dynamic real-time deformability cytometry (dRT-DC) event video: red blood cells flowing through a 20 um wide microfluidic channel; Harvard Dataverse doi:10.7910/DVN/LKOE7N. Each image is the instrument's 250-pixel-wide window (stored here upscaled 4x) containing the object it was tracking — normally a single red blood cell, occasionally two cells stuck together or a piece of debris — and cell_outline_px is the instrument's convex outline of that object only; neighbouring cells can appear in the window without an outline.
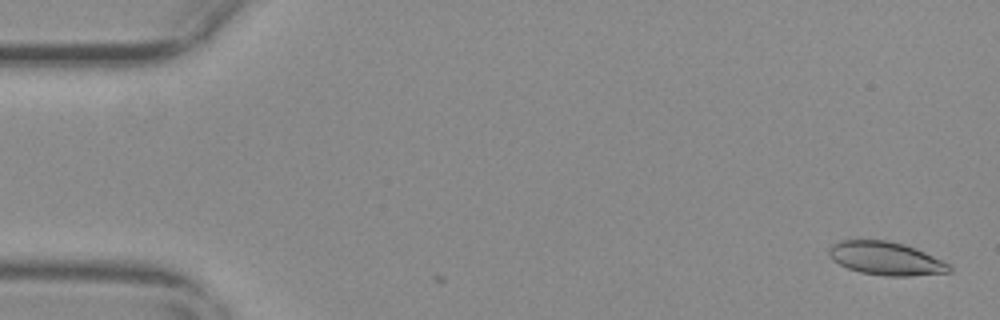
{"species": "common noctule bat (a hibernating species)", "species_latin": "Nyctalus noctula", "temperature_condition": "warm", "stored_images_in_passage": 4, "camera_frame_rate_fps": 3000, "um_per_image_px": 0.085, "animal": {"sex": "female", "body_mass_g": 29.2, "forearm_length_mm": 56.3}, "frame": {"image": 1, "passage_image": 2, "time_ms": 0.333, "image_size_px": [1000, 320], "cell_outline_px": [[952, 272], [912, 276], [884, 276], [860, 272], [848, 268], [832, 260], [828, 256], [828, 248], [832, 244], [840, 240], [888, 240], [904, 244], [916, 248], [948, 264], [952, 268]], "centroid_in_image_um": [75.27, 21.97], "position_along_channel_um": 9.7, "area_um2": 23.41}}